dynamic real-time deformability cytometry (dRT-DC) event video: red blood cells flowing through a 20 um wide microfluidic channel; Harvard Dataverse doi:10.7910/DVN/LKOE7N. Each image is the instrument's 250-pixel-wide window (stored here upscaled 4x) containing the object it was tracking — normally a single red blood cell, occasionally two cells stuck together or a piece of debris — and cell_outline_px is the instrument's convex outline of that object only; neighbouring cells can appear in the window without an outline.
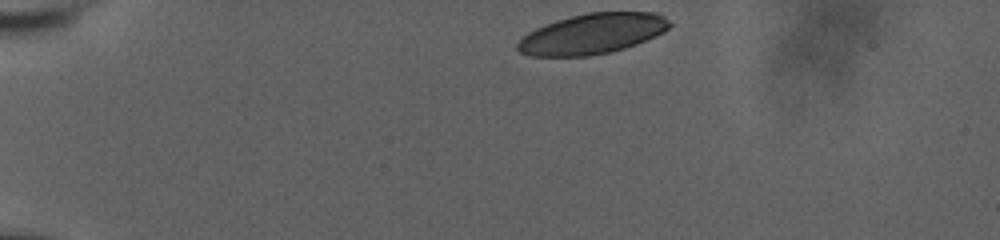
{"species": "human", "species_latin": "Homo sapiens", "temperature_condition": "room temperature", "stored_images_in_passage": 38, "camera_frame_rate_fps": 3000, "um_per_image_px": 0.085, "donor": {"sex": "male"}, "frame": {"image": 1, "passage_image": 1, "time_ms": 0.0, "image_size_px": [1000, 240], "cell_outline_px": [[672, 24], [664, 32], [636, 44], [624, 48], [608, 52], [588, 56], [528, 56], [520, 52], [516, 48], [516, 44], [528, 32], [536, 28], [556, 20], [588, 12], [656, 12], [664, 16]], "centroid_in_image_um": [50.34, 2.87], "position_along_channel_um": 34.7, "area_um2": 35.66}}
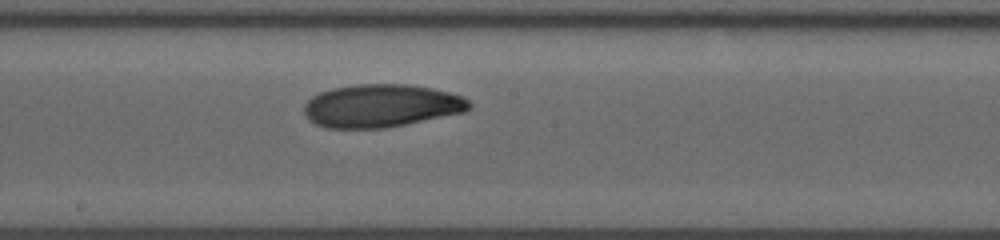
{"frame": {"image": 2, "passage_image": 22, "time_ms": 7.0, "image_size_px": [1000, 240], "cell_outline_px": [[472, 104], [464, 112], [384, 128], [324, 128], [308, 120], [304, 112], [304, 104], [312, 96], [320, 92], [332, 88], [352, 84], [408, 84], [432, 88], [464, 96]], "centroid_in_image_um": [32.37, 8.98], "position_along_channel_um": 215.8, "area_um2": 41.38}}
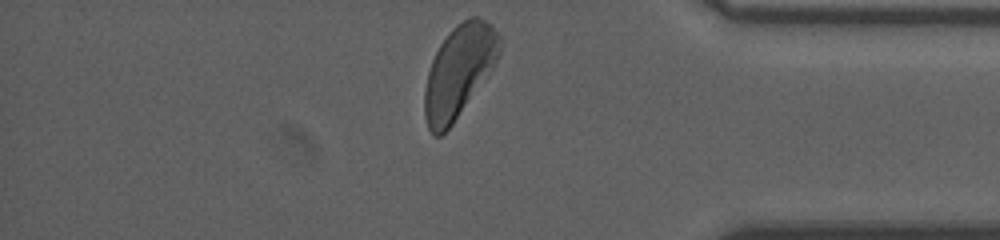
{"frame": {"image": 3, "passage_image": 38, "time_ms": 12.333, "image_size_px": [1000, 240], "cell_outline_px": [[500, 52], [488, 76], [452, 124], [440, 136], [432, 136], [428, 128], [424, 116], [424, 92], [428, 72], [432, 60], [440, 44], [448, 32], [456, 24], [472, 16], [480, 16], [492, 24], [500, 36]], "centroid_in_image_um": [39.01, 6.04], "position_along_channel_um": 396.2, "area_um2": 40.23}, "authors_computed_cell_mechanics": {"area_um2": 40.4889, "velocity_mm_per_s": 3.7159, "shape_relaxation_time_tau1_ms": 5.3007, "shape_relaxation_time_tau2_ms": 2.757, "deformation_change_tau1": 0.1736, "deformation_change_tau2": 0.083}}